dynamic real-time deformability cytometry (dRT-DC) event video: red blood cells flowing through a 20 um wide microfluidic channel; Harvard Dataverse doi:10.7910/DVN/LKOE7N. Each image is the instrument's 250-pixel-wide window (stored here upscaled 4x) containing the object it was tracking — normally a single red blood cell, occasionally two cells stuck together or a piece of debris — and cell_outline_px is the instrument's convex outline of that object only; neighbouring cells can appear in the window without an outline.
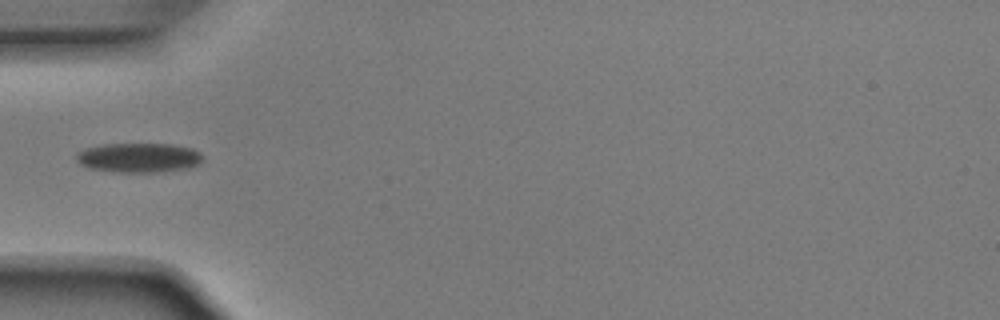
{"species": "Egyptian fruit bat (a non-hibernating species)", "species_latin": "Rousettus aegyptiacus", "temperature_condition": "room temperature", "stored_images_in_passage": 3, "camera_frame_rate_fps": 3000, "um_per_image_px": 0.085, "animal": {"sex": "male"}, "frame": {"image": 1, "passage_image": 3, "time_ms": 0.667, "image_size_px": [1000, 320], "cell_outline_px": [[204, 156], [196, 164], [188, 168], [164, 172], [120, 172], [88, 168], [80, 164], [76, 160], [76, 152], [84, 148], [104, 144], [172, 144], [192, 148], [200, 152]], "centroid_in_image_um": [11.77, 13.4], "position_along_channel_um": 73.2, "area_um2": 21.85}}